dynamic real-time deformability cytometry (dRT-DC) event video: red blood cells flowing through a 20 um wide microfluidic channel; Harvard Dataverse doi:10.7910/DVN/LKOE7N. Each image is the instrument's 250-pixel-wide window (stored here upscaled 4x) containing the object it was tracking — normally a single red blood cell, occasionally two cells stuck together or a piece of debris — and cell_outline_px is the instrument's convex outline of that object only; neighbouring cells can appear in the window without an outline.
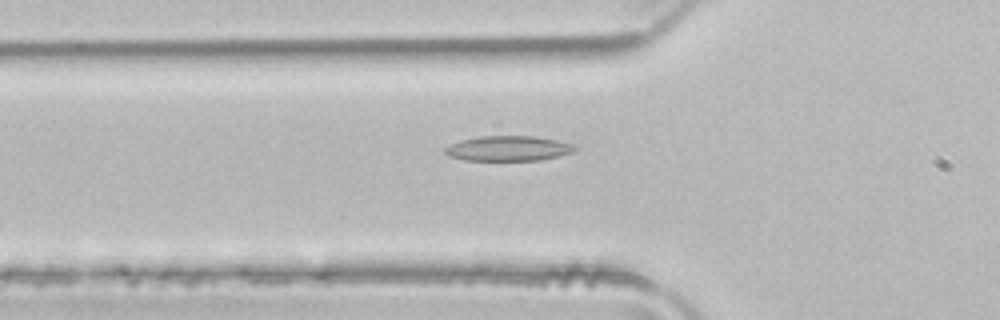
{"species": "common noctule bat (a hibernating species)", "species_latin": "Nyctalus noctula", "temperature_condition": "room temperature", "stored_images_in_passage": 47, "camera_frame_rate_fps": 3000, "um_per_image_px": 0.085, "animal": {"sex": "male", "body_mass_g": 21.5, "forearm_length_mm": 52.0}, "frame": {"image": 1, "passage_image": 13, "time_ms": 4.0, "image_size_px": [1000, 320], "cell_outline_px": [[576, 148], [572, 152], [540, 160], [464, 160], [448, 156], [444, 152], [444, 148], [460, 140], [480, 136], [532, 136], [556, 140], [572, 144]], "centroid_in_image_um": [43.15, 12.61], "position_along_channel_um": 82.7, "area_um2": 18.73}}
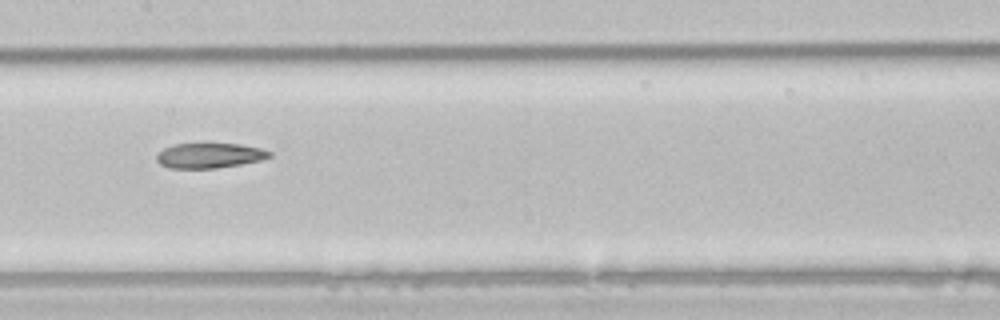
{"frame": {"image": 2, "passage_image": 21, "time_ms": 6.667, "image_size_px": [1000, 320], "cell_outline_px": [[272, 156], [260, 160], [240, 164], [216, 168], [168, 168], [160, 164], [156, 160], [156, 156], [164, 148], [176, 144], [204, 140], [208, 140], [240, 144], [260, 148], [272, 152]], "centroid_in_image_um": [17.8, 13.16], "position_along_channel_um": 189.6, "area_um2": 17.28}}
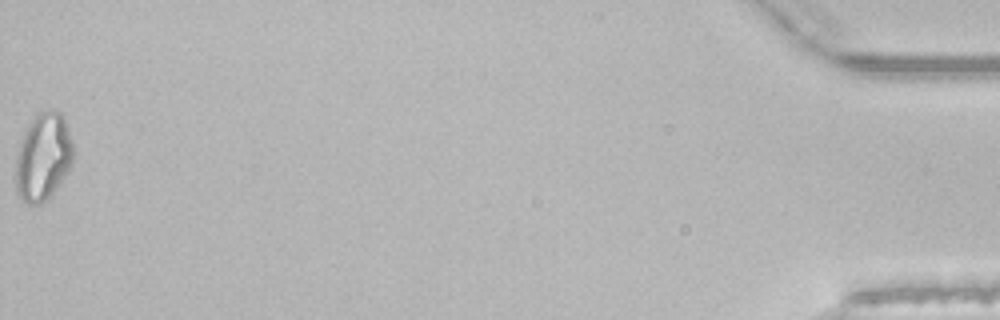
{"frame": {"image": 3, "passage_image": 47, "time_ms": 15.333, "image_size_px": [1000, 320], "cell_outline_px": [[72, 160], [68, 172], [60, 184], [48, 200], [40, 204], [28, 204], [16, 192], [16, 152], [24, 132], [28, 124], [36, 112], [52, 108], [60, 112], [64, 116], [72, 140]], "centroid_in_image_um": [3.67, 13.31], "position_along_channel_um": 431.5, "area_um2": 29.77}, "authors_computed_cell_mechanics": {"area_um2": 19.3052, "velocity_mm_per_s": 3.9753, "shape_relaxation_time_tau1_ms": null, "shape_relaxation_time_tau2_ms": 8.9927, "deformation_change_tau1": null, "deformation_change_tau2": 0.1821}}